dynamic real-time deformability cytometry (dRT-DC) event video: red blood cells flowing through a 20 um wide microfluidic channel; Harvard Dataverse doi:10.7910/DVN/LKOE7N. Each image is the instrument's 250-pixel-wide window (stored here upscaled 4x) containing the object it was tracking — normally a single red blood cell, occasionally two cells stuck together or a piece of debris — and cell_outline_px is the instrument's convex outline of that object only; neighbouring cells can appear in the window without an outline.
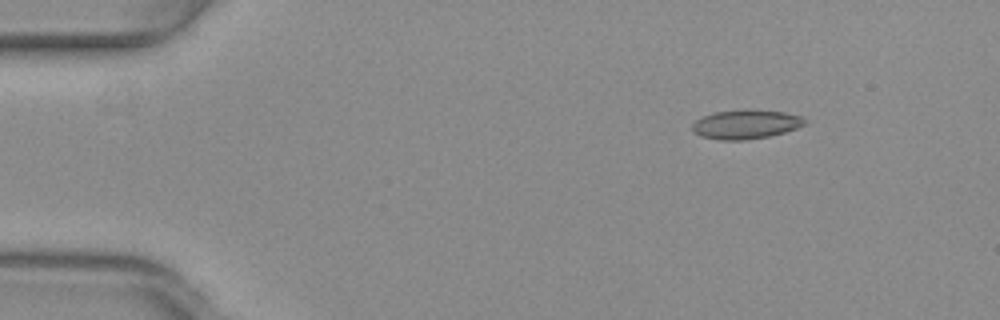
{"species": "common noctule bat (a hibernating species)", "species_latin": "Nyctalus noctula", "temperature_condition": "warm", "stored_images_in_passage": 45, "camera_frame_rate_fps": 3000, "um_per_image_px": 0.085, "animal": {"sex": "female", "body_mass_g": 29.2, "forearm_length_mm": 56.3}, "frame": {"image": 1, "passage_image": 3, "time_ms": 0.667, "image_size_px": [1000, 320], "cell_outline_px": [[808, 124], [784, 132], [768, 136], [744, 140], [720, 140], [700, 136], [692, 132], [692, 124], [696, 120], [712, 112], [748, 108], [784, 112], [804, 116], [808, 120]], "centroid_in_image_um": [63.42, 10.54], "position_along_channel_um": 21.6, "area_um2": 19.54}}
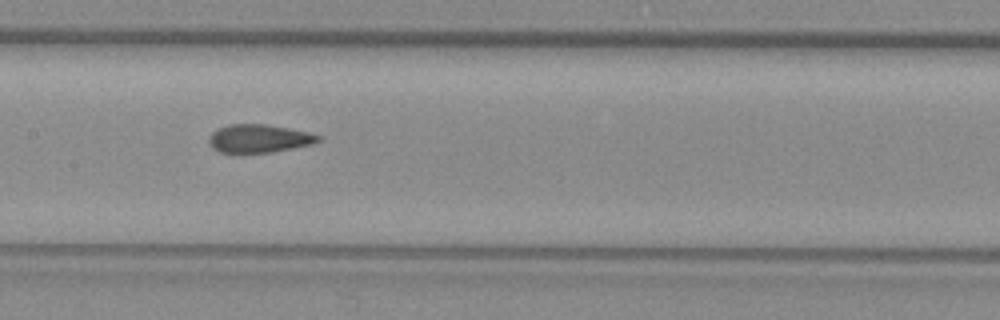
{"frame": {"image": 2, "passage_image": 22, "time_ms": 7.0, "image_size_px": [1000, 320], "cell_outline_px": [[320, 140], [312, 144], [272, 152], [236, 156], [220, 152], [212, 148], [208, 144], [208, 136], [216, 128], [228, 124], [264, 124], [288, 128], [308, 132], [320, 136]], "centroid_in_image_um": [21.9, 11.81], "position_along_channel_um": 185.5, "area_um2": 18.67}}
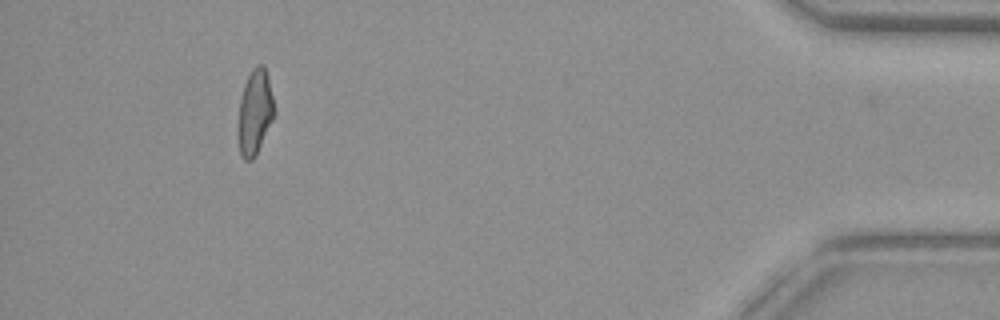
{"frame": {"image": 3, "passage_image": 44, "time_ms": 14.333, "image_size_px": [1000, 320], "cell_outline_px": [[276, 112], [256, 156], [252, 160], [244, 160], [240, 152], [236, 132], [236, 128], [240, 100], [244, 84], [252, 68], [256, 64], [264, 64]], "centroid_in_image_um": [21.64, 9.57], "position_along_channel_um": 413.6, "area_um2": 18.21}, "authors_computed_cell_mechanics": {"area_um2": 18.5538, "velocity_mm_per_s": 4.0102, "shape_relaxation_time_tau1_ms": null, "shape_relaxation_time_tau2_ms": 1.4262, "deformation_change_tau1": null, "deformation_change_tau2": 0.0779}}